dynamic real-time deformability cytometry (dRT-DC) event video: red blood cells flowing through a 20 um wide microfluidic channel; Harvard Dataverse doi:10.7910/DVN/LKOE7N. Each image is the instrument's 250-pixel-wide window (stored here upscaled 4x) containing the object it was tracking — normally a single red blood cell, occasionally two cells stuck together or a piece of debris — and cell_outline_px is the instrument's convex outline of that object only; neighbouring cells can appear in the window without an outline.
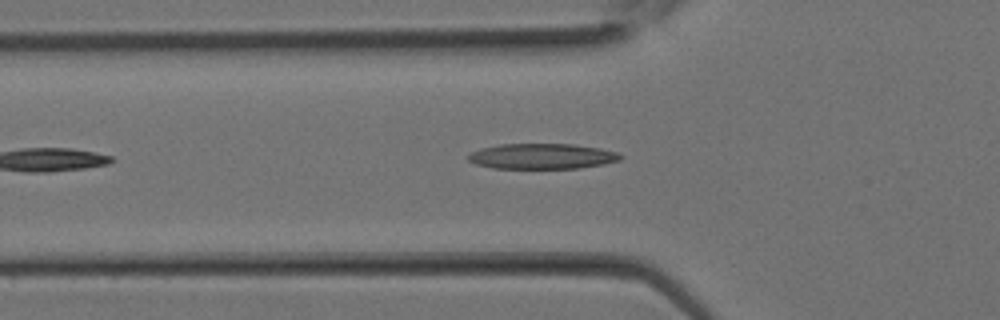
{"species": "Egyptian fruit bat (a non-hibernating species)", "species_latin": "Rousettus aegyptiacus", "temperature_condition": "room temperature", "stored_images_in_passage": 8, "camera_frame_rate_fps": 3000, "um_per_image_px": 0.085, "animal": {"sex": "female"}, "frame": {"image": 1, "passage_image": 8, "time_ms": 2.333, "image_size_px": [1000, 320], "cell_outline_px": [[624, 156], [620, 160], [604, 164], [580, 168], [492, 168], [476, 164], [468, 160], [468, 156], [472, 152], [484, 148], [500, 144], [572, 144], [600, 148], [616, 152]], "centroid_in_image_um": [46.11, 13.28], "position_along_channel_um": 79.7, "area_um2": 22.43}}